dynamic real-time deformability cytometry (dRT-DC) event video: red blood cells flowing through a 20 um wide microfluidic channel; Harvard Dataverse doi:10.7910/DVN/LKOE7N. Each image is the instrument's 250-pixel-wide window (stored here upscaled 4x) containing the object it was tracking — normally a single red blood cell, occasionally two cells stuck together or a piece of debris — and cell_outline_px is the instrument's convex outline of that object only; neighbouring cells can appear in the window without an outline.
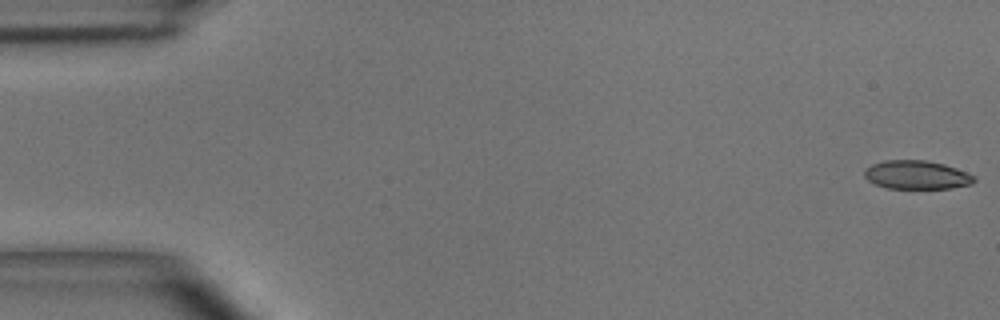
{"species": "common noctule bat (a hibernating species)", "species_latin": "Nyctalus noctula", "temperature_condition": "room temperature", "stored_images_in_passage": 49, "camera_frame_rate_fps": 3000, "um_per_image_px": 0.085, "animal": {"sex": "male", "body_mass_g": 15.6}, "frame": {"image": 1, "passage_image": 1, "time_ms": 0.0, "image_size_px": [1000, 320], "cell_outline_px": [[976, 180], [972, 184], [952, 188], [888, 188], [876, 184], [868, 180], [864, 176], [864, 168], [872, 164], [884, 160], [924, 160], [944, 164], [956, 168], [976, 176]], "centroid_in_image_um": [77.92, 14.86], "position_along_channel_um": 7.1, "area_um2": 18.32}}
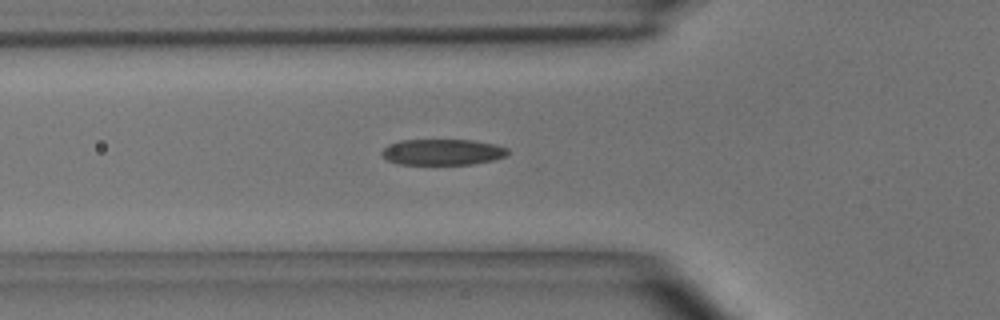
{"frame": {"image": 2, "passage_image": 17, "time_ms": 5.333, "image_size_px": [1000, 320], "cell_outline_px": [[508, 156], [492, 160], [472, 164], [396, 164], [388, 160], [380, 152], [388, 144], [400, 140], [476, 140], [496, 144], [508, 148]], "centroid_in_image_um": [37.63, 12.92], "position_along_channel_um": 88.2, "area_um2": 19.19}}
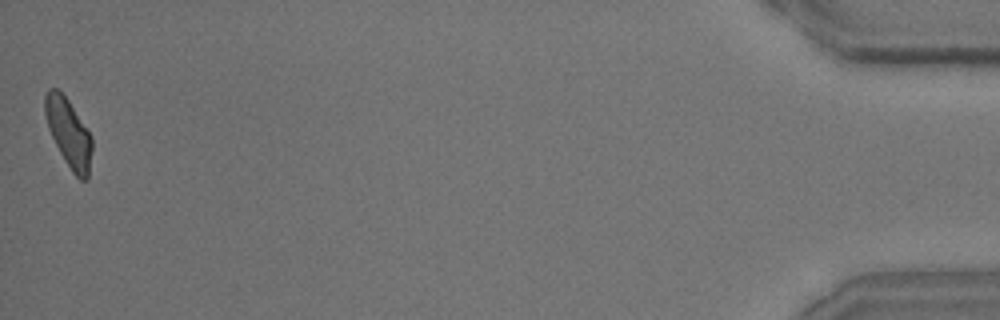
{"frame": {"image": 3, "passage_image": 49, "time_ms": 16.0, "image_size_px": [1000, 320], "cell_outline_px": [[92, 148], [88, 180], [80, 180], [72, 172], [64, 160], [48, 128], [44, 112], [44, 96], [48, 88], [56, 88], [68, 100], [92, 136]], "centroid_in_image_um": [5.83, 11.31], "position_along_channel_um": 429.4, "area_um2": 18.67}, "authors_computed_cell_mechanics": {"area_um2": 19.363, "velocity_mm_per_s": 4.0695, "shape_relaxation_time_tau1_ms": 6.8475, "shape_relaxation_time_tau2_ms": 1.593, "deformation_change_tau1": 0.2078, "deformation_change_tau2": 0.0909}}